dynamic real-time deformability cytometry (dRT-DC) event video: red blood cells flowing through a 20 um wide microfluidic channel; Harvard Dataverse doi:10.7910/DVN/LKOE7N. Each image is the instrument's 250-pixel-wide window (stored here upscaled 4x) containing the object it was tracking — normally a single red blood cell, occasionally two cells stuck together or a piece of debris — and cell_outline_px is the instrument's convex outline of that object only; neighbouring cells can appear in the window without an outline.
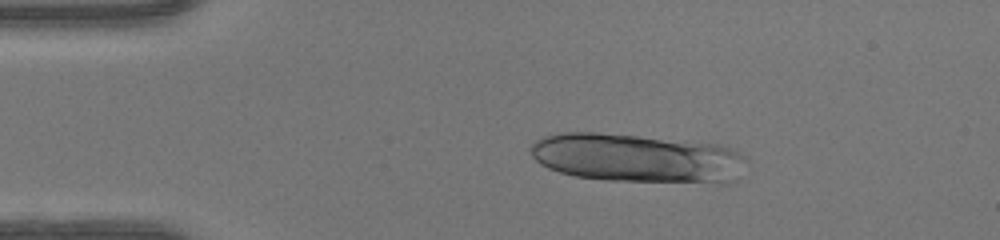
{"species": "human", "species_latin": "Homo sapiens", "temperature_condition": "warm", "stored_images_in_passage": 48, "segment_of_instrument_passage": [1, 2], "camera_frame_rate_fps": 3000, "um_per_image_px": 0.085, "donor": {"sex": "female"}, "frame": {"image": 1, "passage_image": 9, "time_ms": 2.667, "image_size_px": [1000, 240], "cell_outline_px": [[748, 160], [736, 180], [728, 184], [724, 184], [604, 180], [576, 176], [560, 172], [548, 168], [540, 164], [532, 156], [532, 144], [536, 140], [544, 136], [560, 132], [596, 132], [716, 144], [736, 148], [748, 156]], "centroid_in_image_um": [54.26, 13.46], "position_along_channel_um": 30.7, "area_um2": 62.25}}